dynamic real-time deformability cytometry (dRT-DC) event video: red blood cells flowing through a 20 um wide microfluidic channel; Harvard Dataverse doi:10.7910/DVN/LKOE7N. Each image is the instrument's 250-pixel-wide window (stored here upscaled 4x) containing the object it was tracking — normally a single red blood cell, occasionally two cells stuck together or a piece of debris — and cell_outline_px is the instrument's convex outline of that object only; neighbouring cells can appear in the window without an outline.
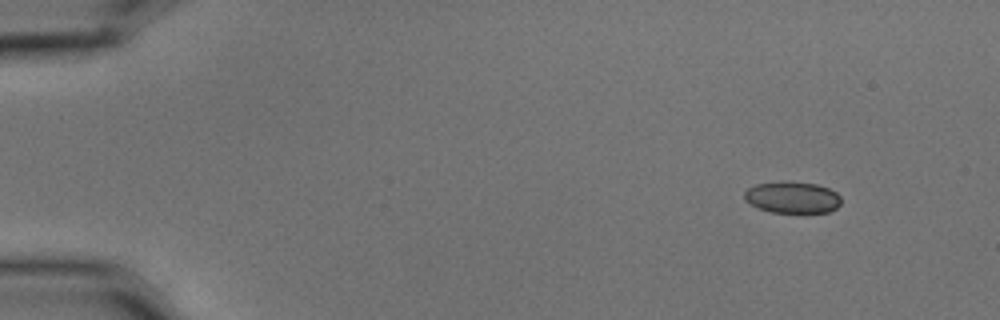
{"species": "common noctule bat (a hibernating species)", "species_latin": "Nyctalus noctula", "temperature_condition": "cold", "stored_images_in_passage": 5, "segment_of_instrument_passage": [1, 2], "camera_frame_rate_fps": 3000, "um_per_image_px": 0.085, "animal": {"sex": "male", "body_mass_g": 15.6}, "frame": {"image": 1, "passage_image": 1, "time_ms": 0.0, "image_size_px": [1000, 320], "cell_outline_px": [[840, 204], [836, 208], [828, 212], [772, 212], [760, 208], [744, 200], [744, 192], [748, 188], [756, 184], [816, 184], [828, 188], [836, 192], [840, 196]], "centroid_in_image_um": [67.37, 16.82], "position_along_channel_um": 17.6, "area_um2": 16.94}}
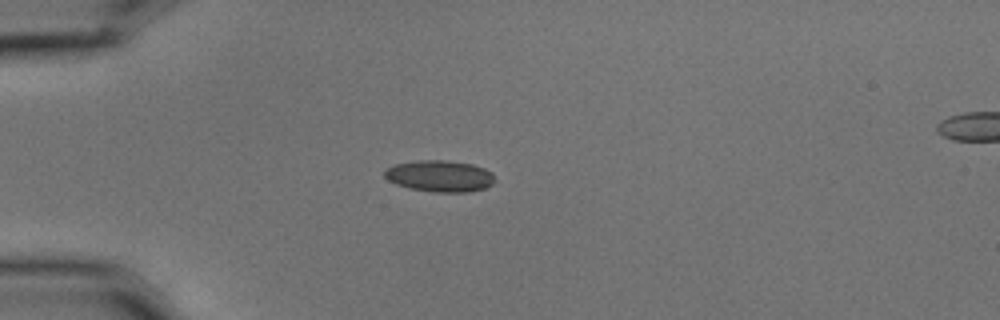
{"frame": {"image": 2, "passage_image": 4, "time_ms": 1.0, "image_size_px": [1000, 320], "cell_outline_px": [[492, 184], [484, 188], [468, 192], [436, 192], [412, 188], [396, 184], [388, 180], [384, 176], [384, 168], [392, 164], [416, 160], [444, 160], [472, 164], [484, 168], [492, 172]], "centroid_in_image_um": [37.32, 14.95], "position_along_channel_um": 47.7, "area_um2": 20.17}}